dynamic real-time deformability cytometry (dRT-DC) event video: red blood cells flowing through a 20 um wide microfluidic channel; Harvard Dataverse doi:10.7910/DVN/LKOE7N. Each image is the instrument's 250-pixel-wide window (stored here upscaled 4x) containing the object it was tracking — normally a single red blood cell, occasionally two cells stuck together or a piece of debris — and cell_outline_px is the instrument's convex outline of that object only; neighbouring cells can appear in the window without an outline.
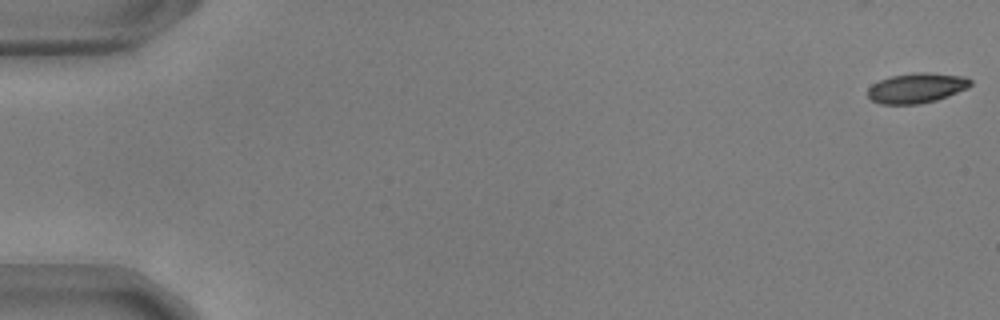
{"species": "common noctule bat (a hibernating species)", "species_latin": "Nyctalus noctula", "temperature_condition": "warm", "stored_images_in_passage": 55, "camera_frame_rate_fps": 3000, "um_per_image_px": 0.085, "animal": {"sex": "male", "body_mass_g": 17.9, "forearm_length_mm": 54.2}, "frame": {"image": 1, "passage_image": 1, "time_ms": 0.0, "image_size_px": [1000, 320], "cell_outline_px": [[972, 84], [968, 88], [948, 96], [936, 100], [920, 104], [880, 104], [872, 100], [868, 96], [868, 88], [872, 84], [880, 80], [892, 76], [916, 72], [928, 72], [964, 76], [972, 80]], "centroid_in_image_um": [77.93, 7.48], "position_along_channel_um": 7.1, "area_um2": 18.03}}
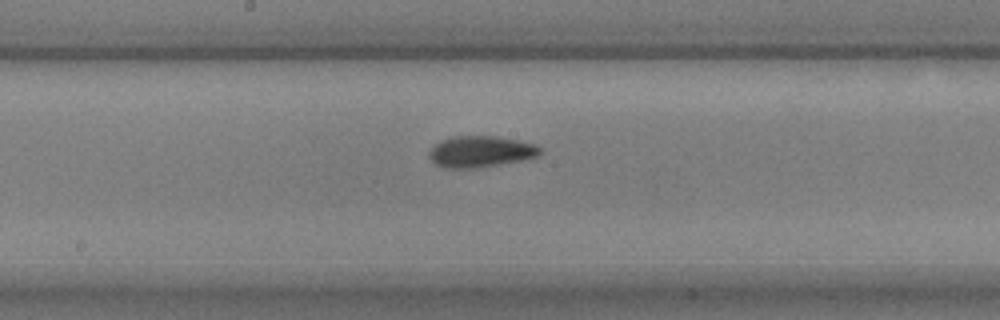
{"frame": {"image": 2, "passage_image": 30, "time_ms": 9.667, "image_size_px": [1000, 320], "cell_outline_px": [[544, 152], [540, 156], [520, 160], [476, 168], [444, 168], [436, 164], [428, 156], [428, 152], [440, 140], [452, 136], [496, 136], [520, 140], [536, 144], [544, 148]], "centroid_in_image_um": [40.9, 12.87], "position_along_channel_um": 207.3, "area_um2": 20.46}}
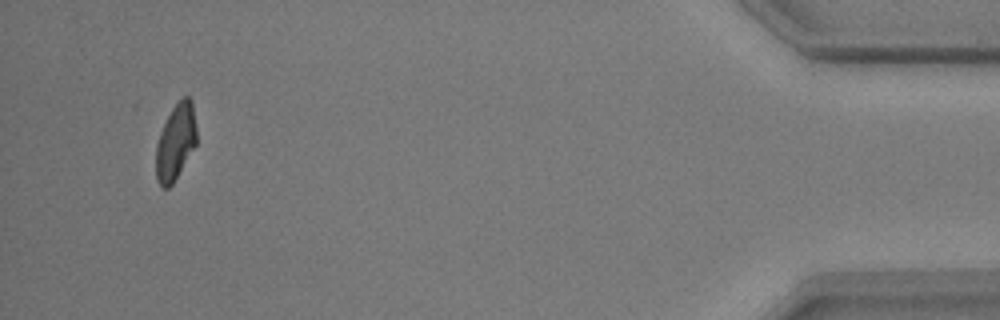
{"frame": {"image": 3, "passage_image": 53, "time_ms": 17.333, "image_size_px": [1000, 320], "cell_outline_px": [[196, 144], [172, 184], [168, 188], [164, 188], [156, 180], [156, 144], [160, 132], [172, 108], [184, 96], [188, 96], [192, 100], [196, 128]], "centroid_in_image_um": [14.92, 12.07], "position_along_channel_um": 420.3, "area_um2": 17.74}, "authors_computed_cell_mechanics": {"area_um2": 19.1896, "velocity_mm_per_s": 3.691, "shape_relaxation_time_tau1_ms": 4.2475, "shape_relaxation_time_tau2_ms": 2.836, "deformation_change_tau1": 0.1344, "deformation_change_tau2": 0.0824}}